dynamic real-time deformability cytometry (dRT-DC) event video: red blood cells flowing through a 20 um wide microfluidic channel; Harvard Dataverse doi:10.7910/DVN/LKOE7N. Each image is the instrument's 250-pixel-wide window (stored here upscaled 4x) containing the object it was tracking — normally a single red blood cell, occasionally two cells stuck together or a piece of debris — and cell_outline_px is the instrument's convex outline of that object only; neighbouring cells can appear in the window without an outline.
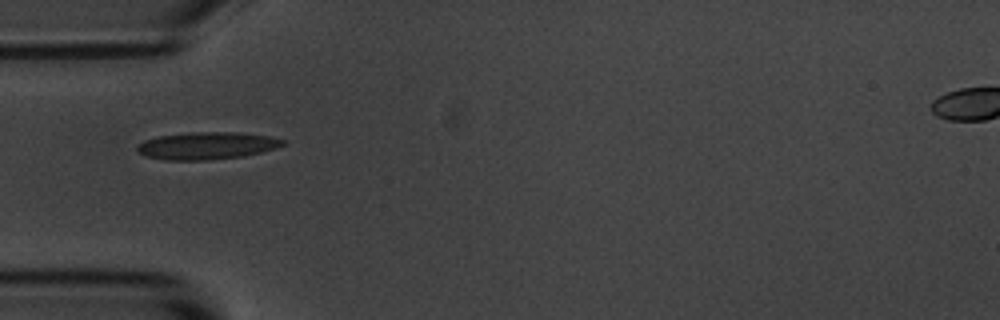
{"species": "common noctule bat (a hibernating species)", "species_latin": "Nyctalus noctula", "temperature_condition": "room temperature", "stored_images_in_passage": 6, "camera_frame_rate_fps": 3000, "um_per_image_px": 0.085, "animal": {"sex": "male", "body_mass_g": 20.1, "forearm_length_mm": 53.5}, "frame": {"image": 1, "passage_image": 1, "time_ms": 0.0, "image_size_px": [1000, 320], "cell_outline_px": [[284, 144], [276, 148], [244, 156], [208, 160], [164, 160], [144, 156], [136, 152], [136, 144], [144, 140], [160, 136], [192, 132], [236, 132], [268, 136], [284, 140]], "centroid_in_image_um": [17.51, 12.39], "position_along_channel_um": 67.5, "area_um2": 23.24}}
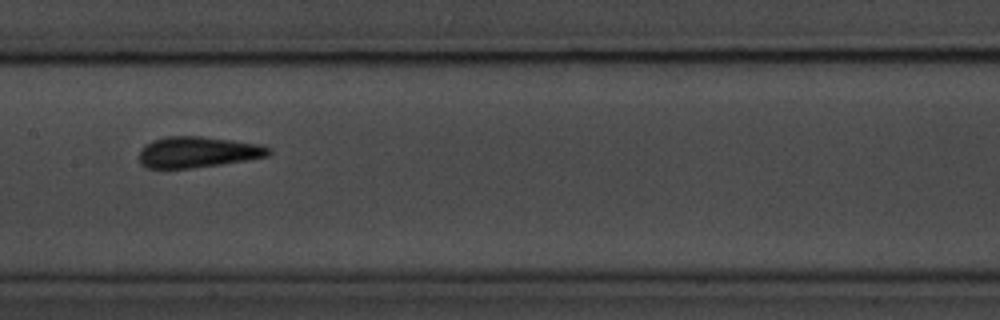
{"frame": {"image": 2, "passage_image": 4, "time_ms": 3.333, "image_size_px": [1000, 320], "cell_outline_px": [[272, 152], [268, 156], [248, 160], [192, 168], [148, 168], [140, 164], [140, 152], [144, 144], [152, 140], [168, 136], [200, 136], [232, 140], [260, 144], [272, 148]], "centroid_in_image_um": [16.83, 12.92], "position_along_channel_um": 190.6, "area_um2": 23.47}}
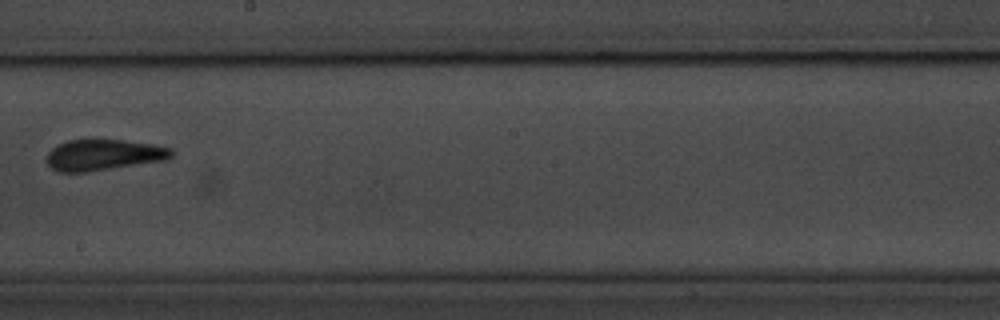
{"frame": {"image": 3, "passage_image": 5, "time_ms": 4.667, "image_size_px": [1000, 320], "cell_outline_px": [[172, 156], [168, 160], [88, 172], [60, 172], [52, 168], [48, 164], [48, 152], [52, 148], [68, 140], [88, 136], [92, 136], [156, 144], [172, 148]], "centroid_in_image_um": [8.83, 13.12], "position_along_channel_um": 239.4, "area_um2": 23.47}}